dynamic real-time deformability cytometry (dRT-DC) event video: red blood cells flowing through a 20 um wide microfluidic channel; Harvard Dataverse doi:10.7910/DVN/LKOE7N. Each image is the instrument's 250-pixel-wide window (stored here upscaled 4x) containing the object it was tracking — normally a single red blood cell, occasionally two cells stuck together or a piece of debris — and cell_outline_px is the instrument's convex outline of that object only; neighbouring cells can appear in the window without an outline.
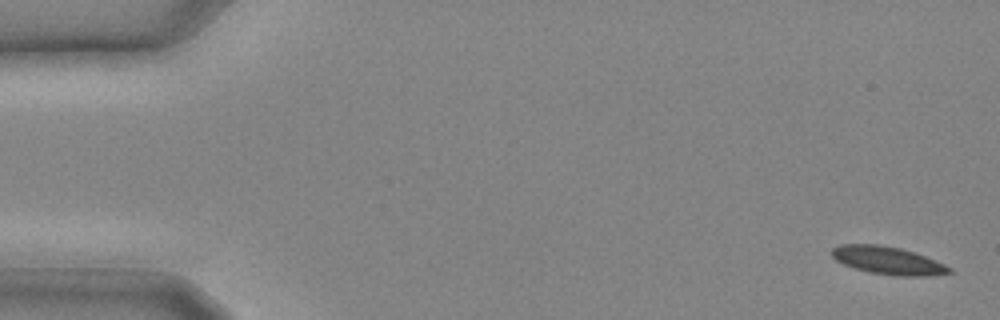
{"species": "common noctule bat (a hibernating species)", "species_latin": "Nyctalus noctula", "temperature_condition": "cold", "stored_images_in_passage": 12, "camera_frame_rate_fps": 3000, "um_per_image_px": 0.085, "animal": {"sex": "male", "body_mass_g": 20.4}, "frame": {"image": 1, "passage_image": 1, "time_ms": 0.0, "image_size_px": [1000, 320], "cell_outline_px": [[952, 272], [928, 276], [896, 276], [872, 272], [856, 268], [844, 264], [836, 260], [832, 256], [832, 248], [840, 244], [880, 244], [900, 248], [936, 260], [952, 268]], "centroid_in_image_um": [75.47, 22.13], "position_along_channel_um": 9.5, "area_um2": 18.84}}
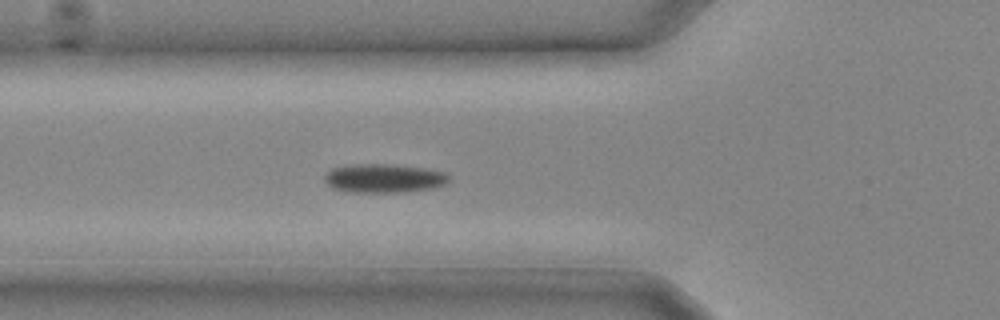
{"frame": {"image": 2, "passage_image": 10, "time_ms": 3.0, "image_size_px": [1000, 320], "cell_outline_px": [[448, 180], [444, 184], [432, 188], [404, 192], [348, 192], [332, 188], [324, 180], [324, 176], [332, 168], [348, 164], [392, 164], [424, 168], [444, 172], [448, 176]], "centroid_in_image_um": [32.58, 15.15], "position_along_channel_um": 93.2, "area_um2": 20.87}}
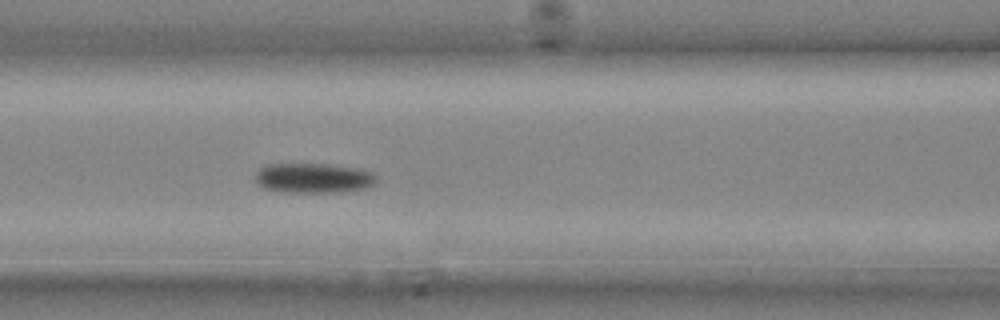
{"frame": {"image": 3, "passage_image": 12, "time_ms": 3.667, "image_size_px": [1000, 320], "cell_outline_px": [[376, 184], [368, 188], [344, 192], [280, 192], [264, 188], [256, 184], [256, 172], [260, 168], [268, 164], [324, 164], [356, 168], [372, 172], [376, 176]], "centroid_in_image_um": [26.65, 15.15], "position_along_channel_um": 139.9, "area_um2": 21.27}}